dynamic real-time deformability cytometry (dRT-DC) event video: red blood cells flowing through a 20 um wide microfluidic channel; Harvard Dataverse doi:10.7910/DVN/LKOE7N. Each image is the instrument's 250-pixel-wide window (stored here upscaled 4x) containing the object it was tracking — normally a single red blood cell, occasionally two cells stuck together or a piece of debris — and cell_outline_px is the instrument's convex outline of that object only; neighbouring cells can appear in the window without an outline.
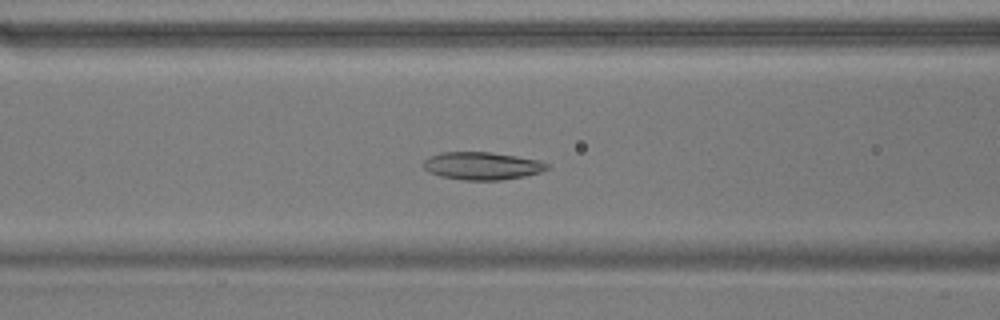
{"species": "common noctule bat (a hibernating species)", "species_latin": "Nyctalus noctula", "temperature_condition": "warm", "stored_images_in_passage": 55, "camera_frame_rate_fps": 3000, "um_per_image_px": 0.085, "animal": {"sex": "male", "body_mass_g": 17.9}, "frame": {"image": 1, "passage_image": 22, "time_ms": 7.0, "image_size_px": [1000, 320], "cell_outline_px": [[548, 168], [540, 172], [524, 176], [500, 180], [464, 180], [440, 176], [424, 168], [424, 160], [428, 156], [440, 152], [488, 152], [516, 156], [540, 160], [548, 164]], "centroid_in_image_um": [40.97, 14.09], "position_along_channel_um": 125.6, "area_um2": 19.83}}
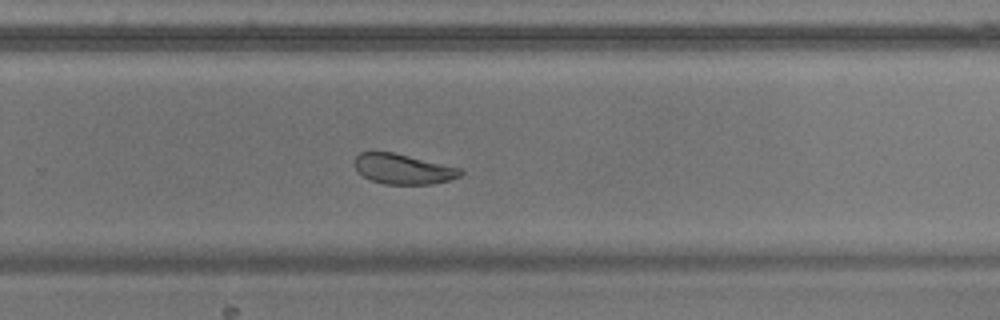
{"frame": {"image": 2, "passage_image": 36, "time_ms": 11.667, "image_size_px": [1000, 320], "cell_outline_px": [[464, 172], [460, 176], [448, 180], [432, 184], [384, 184], [372, 180], [364, 176], [356, 168], [356, 156], [360, 152], [392, 152], [460, 168]], "centroid_in_image_um": [34.28, 14.37], "position_along_channel_um": 295.5, "area_um2": 18.21}}
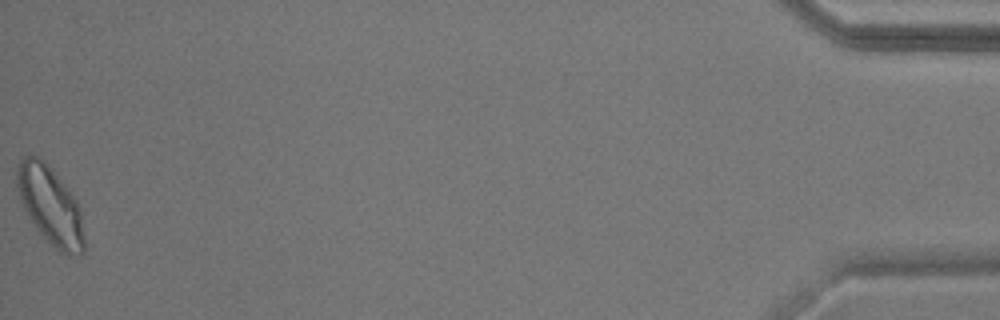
{"frame": {"image": 3, "passage_image": 55, "time_ms": 18.0, "image_size_px": [1000, 320], "cell_outline_px": [[84, 252], [68, 256], [60, 252], [36, 228], [24, 208], [20, 200], [16, 184], [16, 172], [20, 156], [40, 156], [48, 164], [76, 200], [80, 208], [84, 240]], "centroid_in_image_um": [4.25, 17.43], "position_along_channel_um": 430.9, "area_um2": 30.29}, "authors_computed_cell_mechanics": {"area_um2": 22.3686, "velocity_mm_per_s": 3.6504, "shape_relaxation_time_tau1_ms": 4.9267, "shape_relaxation_time_tau2_ms": 2.3747, "deformation_change_tau1": 0.1096, "deformation_change_tau2": 0.0675}}